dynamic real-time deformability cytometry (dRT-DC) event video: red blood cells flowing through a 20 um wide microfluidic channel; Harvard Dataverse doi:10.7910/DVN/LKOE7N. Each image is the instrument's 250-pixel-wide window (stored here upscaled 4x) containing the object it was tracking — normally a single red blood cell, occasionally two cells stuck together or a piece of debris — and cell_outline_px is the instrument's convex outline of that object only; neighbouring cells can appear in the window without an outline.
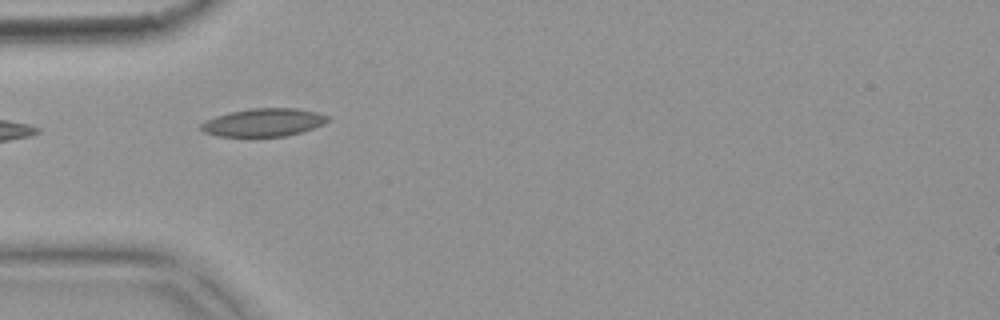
{"species": "common noctule bat (a hibernating species)", "species_latin": "Nyctalus noctula", "temperature_condition": "warm", "stored_images_in_passage": 8, "camera_frame_rate_fps": 3000, "um_per_image_px": 0.085, "animal": {"sex": "female", "body_mass_g": 18.4}, "frame": {"image": 1, "passage_image": 2, "time_ms": 0.333, "image_size_px": [1000, 320], "cell_outline_px": [[328, 120], [324, 124], [300, 132], [284, 136], [216, 136], [204, 132], [200, 128], [200, 124], [204, 120], [228, 112], [252, 108], [296, 108], [316, 112], [328, 116]], "centroid_in_image_um": [22.36, 10.4], "position_along_channel_um": 62.6, "area_um2": 20.58}}
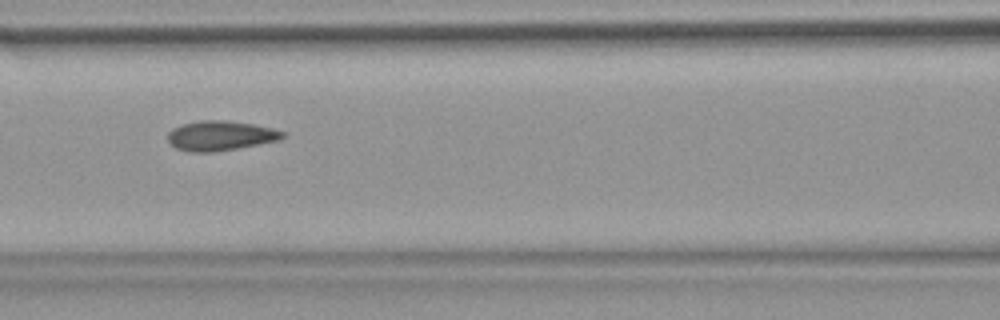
{"frame": {"image": 2, "passage_image": 4, "time_ms": 1.0, "image_size_px": [1000, 320], "cell_outline_px": [[288, 136], [280, 140], [236, 148], [212, 152], [188, 152], [176, 148], [168, 140], [168, 132], [172, 128], [184, 124], [200, 120], [224, 120], [252, 124], [272, 128], [284, 132]], "centroid_in_image_um": [18.75, 11.53], "position_along_channel_um": 147.9, "area_um2": 19.83}}
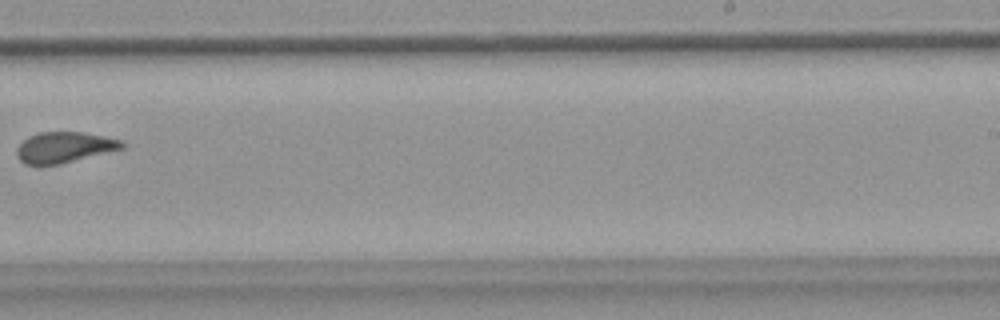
{"frame": {"image": 3, "passage_image": 7, "time_ms": 2.0, "image_size_px": [1000, 320], "cell_outline_px": [[124, 148], [60, 164], [24, 164], [16, 156], [16, 148], [28, 136], [40, 132], [84, 132], [104, 136], [120, 140], [124, 144]], "centroid_in_image_um": [5.44, 12.51], "position_along_channel_um": 283.6, "area_um2": 18.73}}